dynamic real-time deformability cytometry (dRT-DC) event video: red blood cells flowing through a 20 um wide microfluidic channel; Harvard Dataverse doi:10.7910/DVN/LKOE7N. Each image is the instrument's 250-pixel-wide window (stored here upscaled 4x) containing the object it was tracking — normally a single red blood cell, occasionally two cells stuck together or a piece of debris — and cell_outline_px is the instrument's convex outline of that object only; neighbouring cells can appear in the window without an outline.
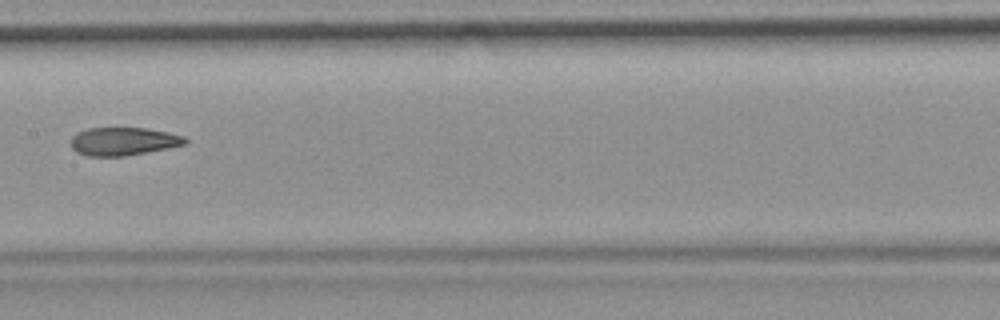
{"species": "common noctule bat (a hibernating species)", "species_latin": "Nyctalus noctula", "temperature_condition": "room temperature", "stored_images_in_passage": 8, "camera_frame_rate_fps": 3000, "um_per_image_px": 0.085, "animal": {"sex": "female", "body_mass_g": 19.9}, "frame": {"image": 1, "passage_image": 8, "time_ms": 9.0, "image_size_px": [1000, 320], "cell_outline_px": [[188, 144], [168, 148], [124, 156], [88, 156], [76, 152], [72, 148], [72, 136], [76, 132], [88, 128], [144, 128], [168, 132], [184, 136], [188, 140]], "centroid_in_image_um": [10.49, 12.01], "position_along_channel_um": 196.9, "area_um2": 18.73}}